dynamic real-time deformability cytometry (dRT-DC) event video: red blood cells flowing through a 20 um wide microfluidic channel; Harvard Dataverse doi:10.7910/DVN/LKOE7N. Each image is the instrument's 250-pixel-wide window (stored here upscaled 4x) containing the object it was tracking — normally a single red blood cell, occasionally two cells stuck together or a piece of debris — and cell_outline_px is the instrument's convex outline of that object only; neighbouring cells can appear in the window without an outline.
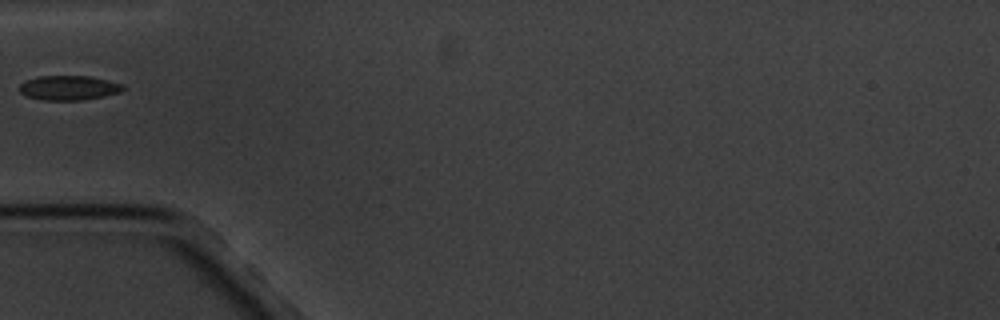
{"species": "common noctule bat (a hibernating species)", "species_latin": "Nyctalus noctula", "temperature_condition": "cold", "stored_images_in_passage": 11, "camera_frame_rate_fps": 3000, "um_per_image_px": 0.085, "animal": {"sex": "male", "body_mass_g": 20.1, "forearm_length_mm": 53.5}, "frame": {"image": 1, "passage_image": 1, "time_ms": 0.0, "image_size_px": [1000, 320], "cell_outline_px": [[124, 88], [120, 92], [104, 96], [84, 100], [44, 100], [28, 96], [20, 92], [20, 84], [24, 80], [36, 76], [88, 76], [108, 80], [124, 84]], "centroid_in_image_um": [5.85, 7.46], "position_along_channel_um": 79.2, "area_um2": 14.85}}
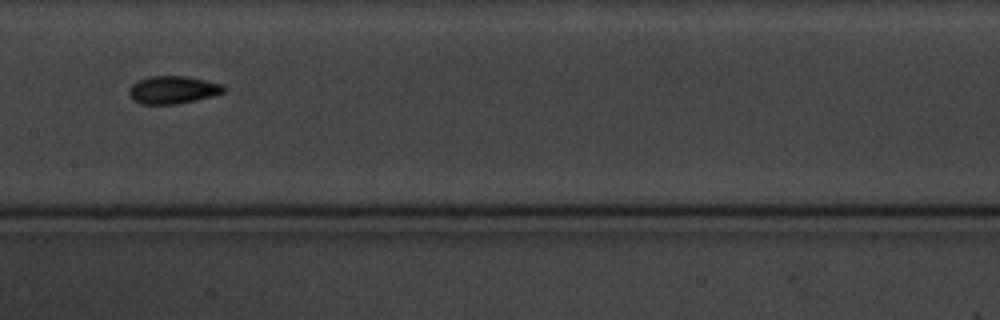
{"frame": {"image": 2, "passage_image": 4, "time_ms": 3.333, "image_size_px": [1000, 320], "cell_outline_px": [[228, 88], [224, 92], [212, 96], [196, 100], [176, 104], [140, 104], [132, 100], [128, 96], [128, 88], [136, 80], [148, 76], [184, 76], [224, 84]], "centroid_in_image_um": [14.66, 7.63], "position_along_channel_um": 192.7, "area_um2": 15.61}}
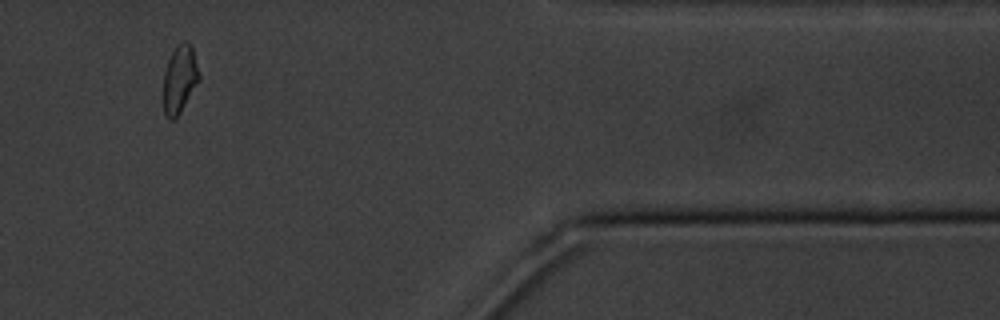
{"frame": {"image": 3, "passage_image": 10, "time_ms": 10.333, "image_size_px": [1000, 320], "cell_outline_px": [[200, 80], [180, 112], [172, 120], [168, 120], [164, 112], [164, 72], [168, 60], [172, 52], [184, 40], [192, 44], [200, 72]], "centroid_in_image_um": [15.3, 6.71], "position_along_channel_um": 396.1, "area_um2": 14.1}}